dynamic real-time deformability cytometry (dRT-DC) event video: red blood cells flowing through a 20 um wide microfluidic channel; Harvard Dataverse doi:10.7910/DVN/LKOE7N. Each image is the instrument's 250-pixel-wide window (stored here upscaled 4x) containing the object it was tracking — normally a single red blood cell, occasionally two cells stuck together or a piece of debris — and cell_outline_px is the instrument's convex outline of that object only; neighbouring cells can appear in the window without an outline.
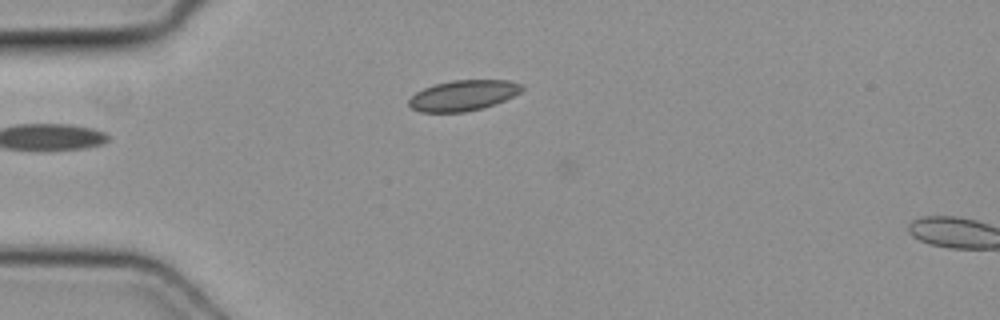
{"species": "common noctule bat (a hibernating species)", "species_latin": "Nyctalus noctula", "temperature_condition": "cold", "stored_images_in_passage": 9, "camera_frame_rate_fps": 3000, "um_per_image_px": 0.085, "animal": {"sex": "female", "body_mass_g": 19.3, "forearm_length_mm": 54.1}, "frame": {"image": 1, "passage_image": 8, "time_ms": 2.333, "image_size_px": [1000, 320], "cell_outline_px": [[524, 88], [520, 92], [496, 104], [484, 108], [464, 112], [420, 112], [412, 108], [408, 104], [408, 100], [416, 92], [424, 88], [436, 84], [452, 80], [508, 80], [524, 84]], "centroid_in_image_um": [39.39, 8.11], "position_along_channel_um": 45.6, "area_um2": 20.17}}